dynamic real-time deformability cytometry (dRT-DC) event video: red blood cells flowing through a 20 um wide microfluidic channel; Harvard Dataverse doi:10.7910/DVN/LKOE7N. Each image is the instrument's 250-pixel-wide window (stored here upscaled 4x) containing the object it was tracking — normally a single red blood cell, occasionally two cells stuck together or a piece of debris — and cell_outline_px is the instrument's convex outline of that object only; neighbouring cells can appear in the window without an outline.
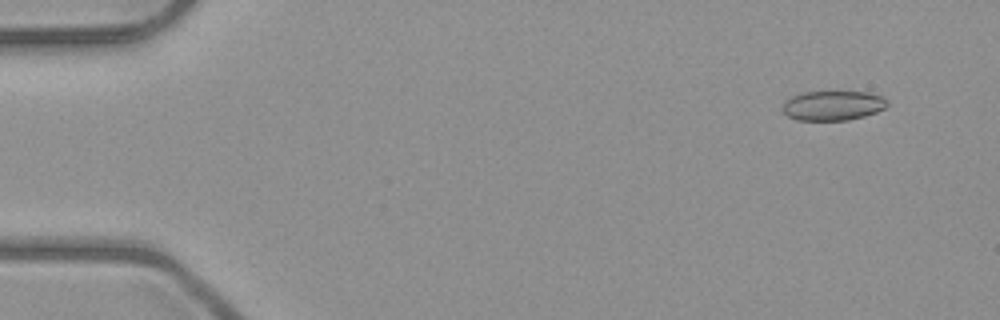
{"species": "common noctule bat (a hibernating species)", "species_latin": "Nyctalus noctula", "temperature_condition": "room temperature", "stored_images_in_passage": 7, "camera_frame_rate_fps": 3000, "um_per_image_px": 0.085, "animal": {"sex": "male", "body_mass_g": 23.1, "forearm_length_mm": 52.7}, "frame": {"image": 1, "passage_image": 1, "time_ms": 0.0, "image_size_px": [1000, 320], "cell_outline_px": [[888, 104], [884, 108], [876, 112], [864, 116], [848, 120], [796, 120], [788, 116], [780, 108], [784, 100], [792, 96], [804, 92], [868, 92], [880, 96], [888, 100]], "centroid_in_image_um": [70.76, 8.97], "position_along_channel_um": 14.2, "area_um2": 18.15}}
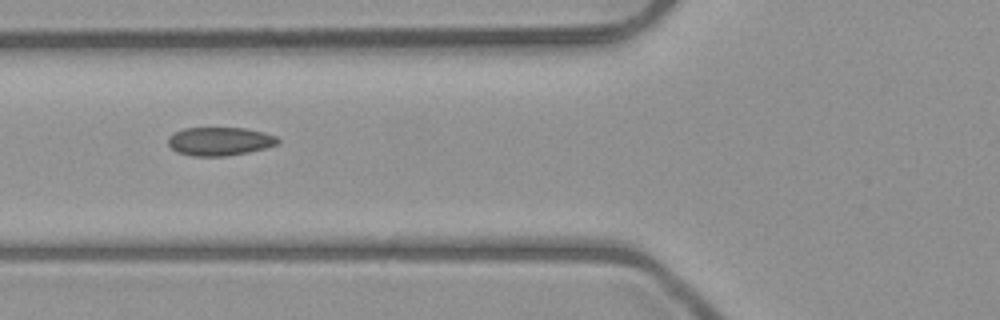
{"frame": {"image": 2, "passage_image": 5, "time_ms": 5.333, "image_size_px": [1000, 320], "cell_outline_px": [[280, 140], [276, 144], [264, 148], [248, 152], [224, 156], [192, 156], [176, 152], [168, 144], [168, 136], [184, 128], [244, 128], [264, 132], [276, 136]], "centroid_in_image_um": [18.65, 12.01], "position_along_channel_um": 107.1, "area_um2": 18.09}}
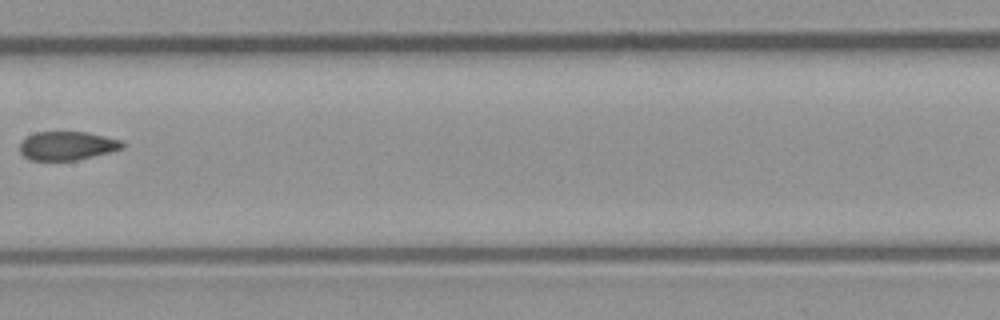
{"frame": {"image": 3, "passage_image": 7, "time_ms": 7.667, "image_size_px": [1000, 320], "cell_outline_px": [[124, 148], [112, 152], [76, 160], [28, 160], [20, 152], [20, 144], [28, 136], [36, 132], [84, 132], [104, 136], [120, 140], [124, 144]], "centroid_in_image_um": [5.72, 12.4], "position_along_channel_um": 201.7, "area_um2": 17.05}}